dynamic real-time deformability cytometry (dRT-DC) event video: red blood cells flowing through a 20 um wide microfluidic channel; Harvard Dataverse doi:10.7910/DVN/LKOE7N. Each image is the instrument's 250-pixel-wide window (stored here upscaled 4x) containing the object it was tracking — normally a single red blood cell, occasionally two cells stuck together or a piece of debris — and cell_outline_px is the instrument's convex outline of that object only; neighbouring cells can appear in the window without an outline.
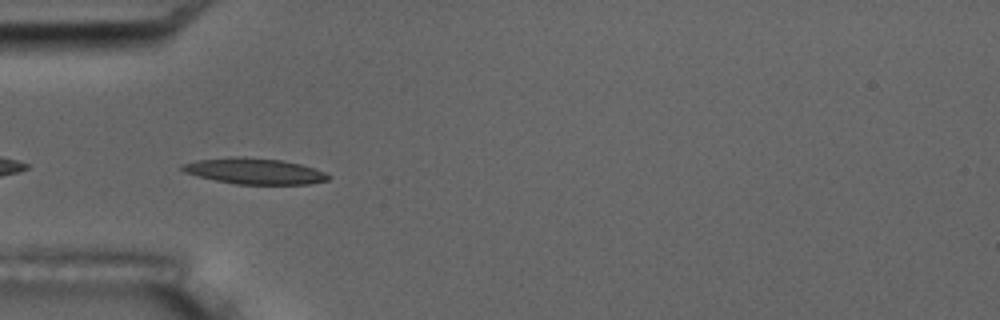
{"species": "common noctule bat (a hibernating species)", "species_latin": "Nyctalus noctula", "temperature_condition": "room temperature", "stored_images_in_passage": 6, "camera_frame_rate_fps": 3000, "um_per_image_px": 0.085, "animal": {"sex": "male", "body_mass_g": 17.5, "forearm_length_mm": 52.3}, "frame": {"image": 1, "passage_image": 5, "time_ms": 4.667, "image_size_px": [1000, 320], "cell_outline_px": [[332, 176], [328, 180], [308, 184], [236, 184], [216, 180], [184, 172], [180, 168], [180, 164], [196, 160], [232, 156], [244, 156], [280, 160], [300, 164], [324, 172]], "centroid_in_image_um": [21.6, 14.53], "position_along_channel_um": 63.4, "area_um2": 22.02}}